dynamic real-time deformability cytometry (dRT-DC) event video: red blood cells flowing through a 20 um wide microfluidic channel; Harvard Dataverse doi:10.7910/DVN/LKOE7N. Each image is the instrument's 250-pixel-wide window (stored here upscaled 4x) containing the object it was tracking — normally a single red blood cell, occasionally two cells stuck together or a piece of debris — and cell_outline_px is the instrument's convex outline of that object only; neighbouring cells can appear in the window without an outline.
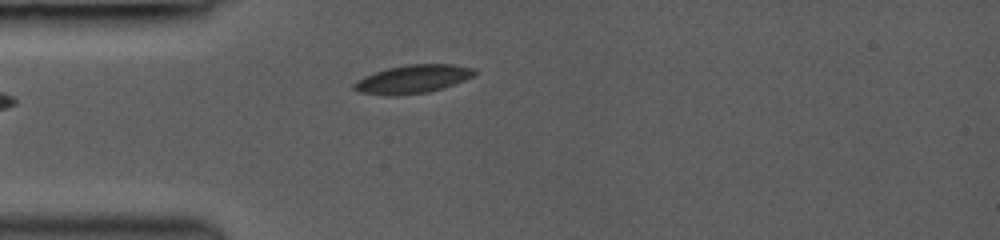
{"species": "common noctule bat (a hibernating species)", "species_latin": "Nyctalus noctula", "temperature_condition": "room temperature", "stored_images_in_passage": 25, "camera_frame_rate_fps": 3000, "um_per_image_px": 0.085, "animal": {"sex": "female", "body_mass_g": 19.0, "forearm_length_mm": 53.3}, "frame": {"image": 1, "passage_image": 1, "time_ms": 0.0, "image_size_px": [1000, 240], "cell_outline_px": [[476, 76], [444, 88], [428, 92], [396, 96], [392, 96], [356, 92], [352, 88], [352, 84], [356, 80], [364, 76], [388, 68], [408, 64], [452, 64], [476, 68]], "centroid_in_image_um": [35.1, 6.73], "position_along_channel_um": 49.9, "area_um2": 20.23}}
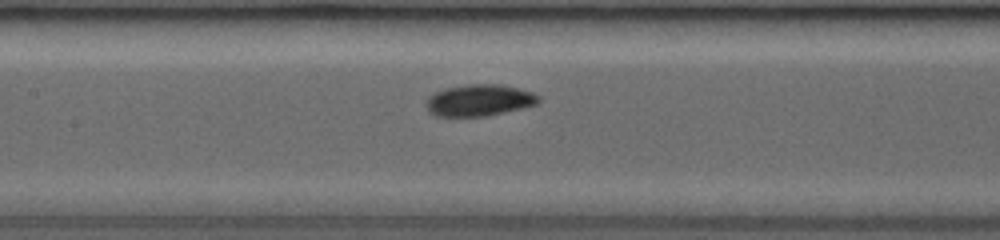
{"frame": {"image": 2, "passage_image": 13, "time_ms": 3.0, "image_size_px": [1000, 240], "cell_outline_px": [[540, 100], [536, 104], [524, 108], [488, 116], [436, 116], [428, 112], [424, 104], [428, 96], [432, 92], [444, 88], [464, 84], [500, 84], [532, 92], [540, 96]], "centroid_in_image_um": [40.68, 8.52], "position_along_channel_um": 166.7, "area_um2": 21.1}}
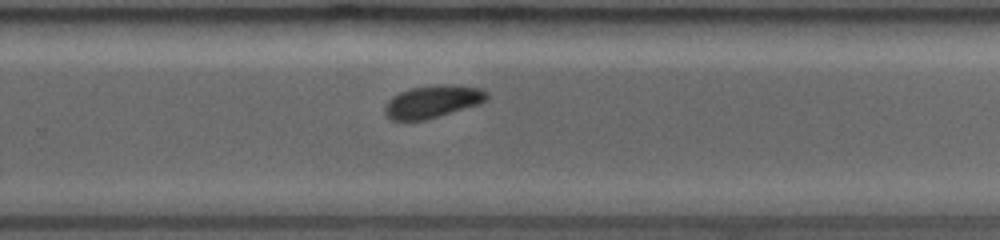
{"frame": {"image": 3, "passage_image": 25, "time_ms": 6.0, "image_size_px": [1000, 240], "cell_outline_px": [[488, 96], [480, 104], [424, 120], [392, 120], [384, 116], [384, 104], [392, 96], [400, 92], [412, 88], [436, 84], [452, 84], [480, 88], [488, 92]], "centroid_in_image_um": [36.74, 8.63], "position_along_channel_um": 293.1, "area_um2": 19.42}}